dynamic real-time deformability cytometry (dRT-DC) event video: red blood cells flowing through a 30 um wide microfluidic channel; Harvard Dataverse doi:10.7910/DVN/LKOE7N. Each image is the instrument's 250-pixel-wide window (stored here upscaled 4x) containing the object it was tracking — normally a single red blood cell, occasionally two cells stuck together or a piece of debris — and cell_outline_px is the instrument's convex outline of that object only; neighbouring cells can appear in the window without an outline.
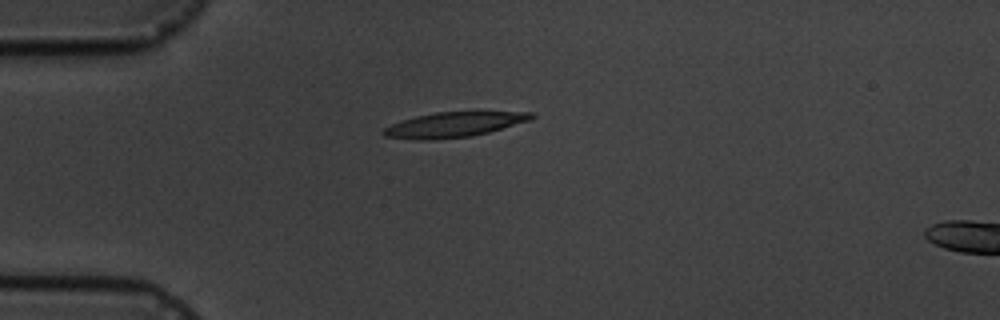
{"species": "common noctule bat (a hibernating species)", "species_latin": "Nyctalus noctula", "temperature_condition": "cold", "stored_images_in_passage": 6, "camera_frame_rate_fps": 3000, "um_per_image_px": 0.085, "animal": {"sex": "male", "body_mass_g": 19.5, "forearm_length_mm": 54.6}, "frame": {"image": 1, "passage_image": 1, "time_ms": 0.0, "image_size_px": [1000, 320], "cell_outline_px": [[536, 116], [528, 120], [488, 132], [472, 136], [436, 140], [412, 140], [384, 136], [380, 132], [384, 128], [392, 124], [416, 116], [436, 112], [472, 108], [532, 112]], "centroid_in_image_um": [38.65, 10.54], "position_along_channel_um": 46.4, "area_um2": 22.77}}
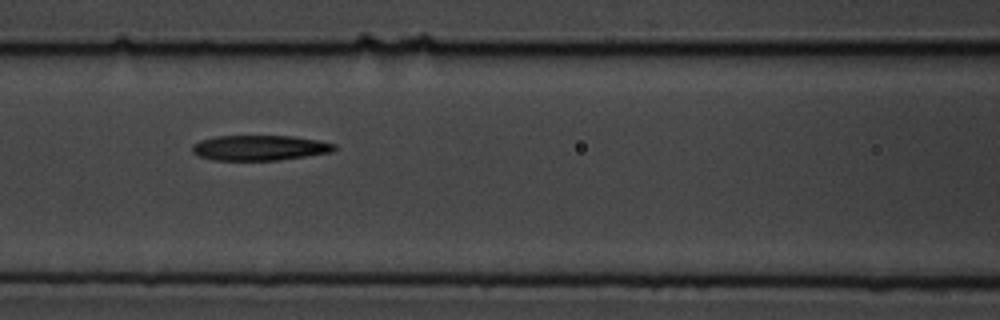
{"frame": {"image": 2, "passage_image": 4, "time_ms": 3.333, "image_size_px": [1000, 320], "cell_outline_px": [[336, 148], [332, 152], [276, 160], [212, 160], [200, 156], [192, 152], [192, 144], [200, 140], [216, 136], [292, 136], [320, 140], [336, 144]], "centroid_in_image_um": [22.06, 12.56], "position_along_channel_um": 144.5, "area_um2": 20.87}}
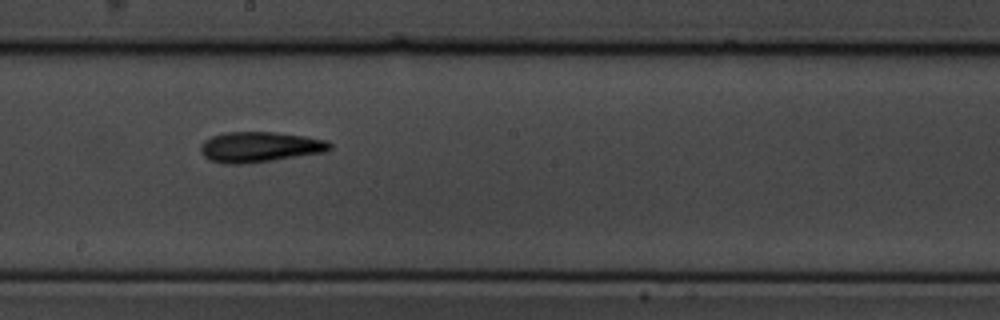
{"frame": {"image": 3, "passage_image": 6, "time_ms": 5.667, "image_size_px": [1000, 320], "cell_outline_px": [[332, 148], [324, 152], [272, 160], [244, 164], [224, 164], [208, 160], [200, 152], [200, 144], [204, 140], [212, 136], [224, 132], [272, 132], [304, 136], [328, 140], [332, 144]], "centroid_in_image_um": [22.04, 12.49], "position_along_channel_um": 226.2, "area_um2": 23.0}}